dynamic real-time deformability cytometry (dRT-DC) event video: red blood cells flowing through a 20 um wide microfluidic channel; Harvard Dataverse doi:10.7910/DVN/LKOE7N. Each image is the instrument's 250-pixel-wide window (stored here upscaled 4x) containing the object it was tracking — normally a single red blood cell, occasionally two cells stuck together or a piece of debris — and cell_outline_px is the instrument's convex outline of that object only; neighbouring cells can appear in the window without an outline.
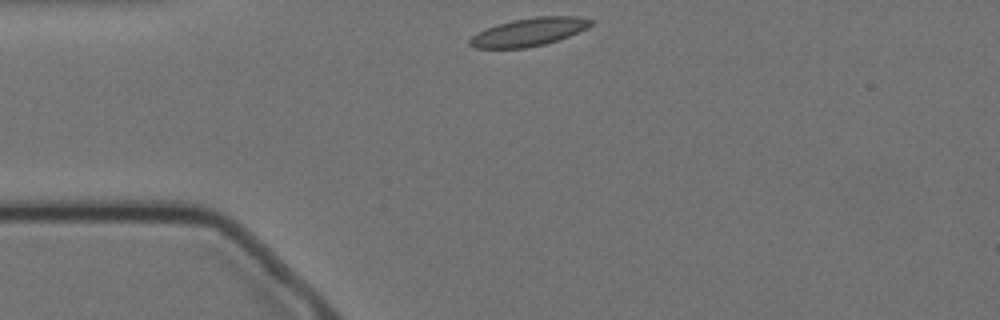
{"species": "Egyptian fruit bat (a non-hibernating species)", "species_latin": "Rousettus aegyptiacus", "temperature_condition": "cold", "stored_images_in_passage": 46, "camera_frame_rate_fps": 3000, "um_per_image_px": 0.085, "animal": {"sex": "female"}, "frame": {"image": 1, "passage_image": 1, "time_ms": 0.0, "image_size_px": [1000, 320], "cell_outline_px": [[592, 24], [588, 28], [568, 36], [544, 44], [524, 48], [476, 48], [468, 44], [468, 40], [472, 36], [496, 24], [512, 20], [536, 16], [580, 16], [592, 20]], "centroid_in_image_um": [44.97, 2.71], "position_along_channel_um": 40.0, "area_um2": 19.65}}
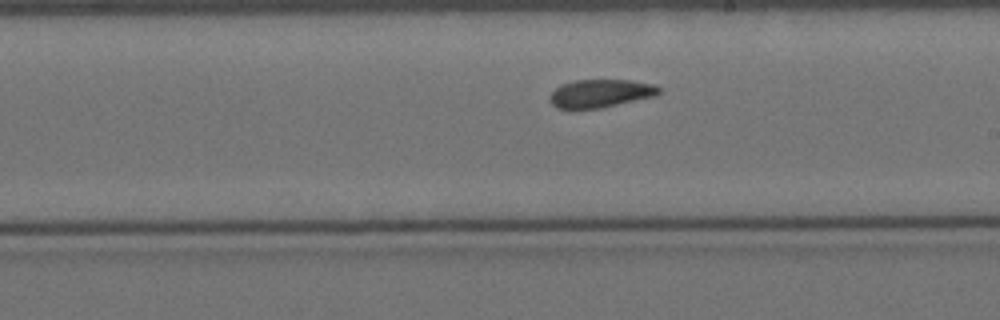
{"frame": {"image": 2, "passage_image": 20, "time_ms": 6.333, "image_size_px": [1000, 320], "cell_outline_px": [[660, 92], [656, 96], [600, 108], [556, 108], [548, 100], [548, 96], [560, 84], [576, 80], [628, 80], [656, 84], [660, 88]], "centroid_in_image_um": [51.04, 7.93], "position_along_channel_um": 238.0, "area_um2": 17.92}}
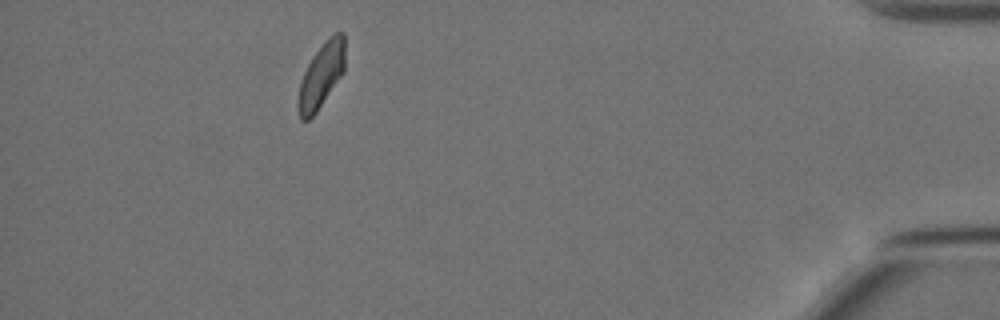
{"frame": {"image": 3, "passage_image": 40, "time_ms": 13.0, "image_size_px": [1000, 320], "cell_outline_px": [[344, 72], [316, 112], [308, 120], [300, 120], [296, 104], [300, 84], [304, 72], [312, 56], [328, 36], [336, 32], [344, 32]], "centroid_in_image_um": [27.29, 6.41], "position_along_channel_um": 407.9, "area_um2": 17.69}, "authors_computed_cell_mechanics": {"area_um2": 18.4382, "velocity_mm_per_s": 3.4595, "shape_relaxation_time_tau1_ms": 5.3795, "shape_relaxation_time_tau2_ms": 3.5323, "deformation_change_tau1": 0.1272, "deformation_change_tau2": 0.0614}}